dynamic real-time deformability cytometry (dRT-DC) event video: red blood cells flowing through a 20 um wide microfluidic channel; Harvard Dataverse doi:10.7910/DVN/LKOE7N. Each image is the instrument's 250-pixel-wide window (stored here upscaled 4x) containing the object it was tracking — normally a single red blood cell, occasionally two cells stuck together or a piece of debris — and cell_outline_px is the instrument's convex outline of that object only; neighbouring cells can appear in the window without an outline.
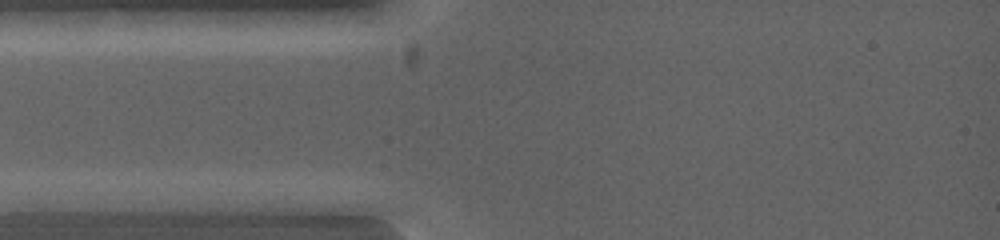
{"species": "common noctule bat (a hibernating species)", "species_latin": "Nyctalus noctula", "temperature_condition": "warm", "stored_images_in_passage": 6, "segment_of_instrument_passage": [1, 2], "camera_frame_rate_fps": 5000, "um_per_image_px": 0.085, "animal": {"sex": "female", "body_mass_g": 19.0, "forearm_length_mm": 53.3}, "frame": {"image": 1, "passage_image": 1, "time_ms": 0.0, "image_size_px": [1000, 240], "cell_outline_px": [[108, 196], [96, 208], [52, 212], [16, 212], [12, 200], [28, 192], [104, 192]], "centroid_in_image_um": [4.91, 17.12], "position_along_channel_um": 80.1, "area_um2": 11.68}}